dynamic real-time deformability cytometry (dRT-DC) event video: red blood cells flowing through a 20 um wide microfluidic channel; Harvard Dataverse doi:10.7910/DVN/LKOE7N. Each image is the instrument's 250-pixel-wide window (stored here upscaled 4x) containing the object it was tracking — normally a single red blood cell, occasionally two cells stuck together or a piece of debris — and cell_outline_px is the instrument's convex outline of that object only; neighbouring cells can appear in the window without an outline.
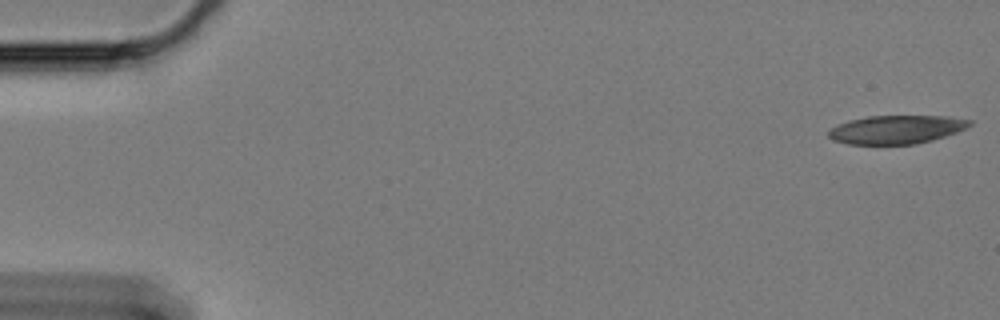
{"species": "Egyptian fruit bat (a non-hibernating species)", "species_latin": "Rousettus aegyptiacus", "temperature_condition": "cold", "stored_images_in_passage": 14, "camera_frame_rate_fps": 3000, "um_per_image_px": 0.085, "animal": {"sex": "female"}, "frame": {"image": 1, "passage_image": 1, "time_ms": 0.0, "image_size_px": [1000, 320], "cell_outline_px": [[972, 124], [956, 132], [932, 140], [916, 144], [848, 144], [832, 140], [828, 136], [828, 132], [832, 128], [848, 120], [868, 116], [948, 116], [972, 120]], "centroid_in_image_um": [76.18, 11.01], "position_along_channel_um": 8.8, "area_um2": 23.29}}